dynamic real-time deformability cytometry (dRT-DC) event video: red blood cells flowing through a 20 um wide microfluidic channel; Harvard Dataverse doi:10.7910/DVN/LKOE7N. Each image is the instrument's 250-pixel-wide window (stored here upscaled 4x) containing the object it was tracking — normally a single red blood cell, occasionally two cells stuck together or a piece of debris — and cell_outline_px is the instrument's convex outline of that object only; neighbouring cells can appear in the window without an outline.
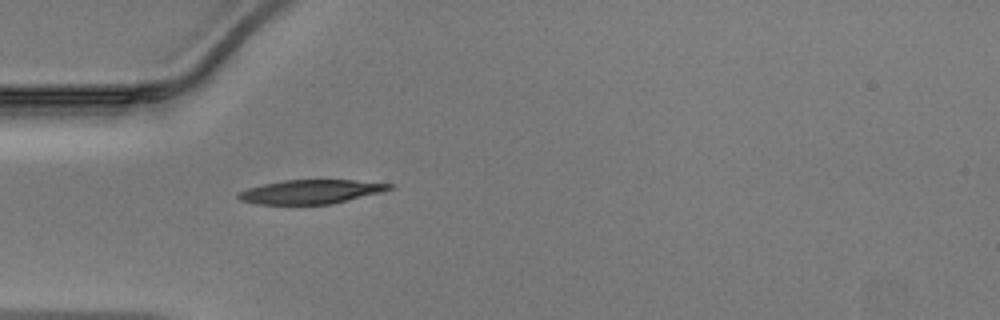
{"species": "Egyptian fruit bat (a non-hibernating species)", "species_latin": "Rousettus aegyptiacus", "temperature_condition": "warm", "stored_images_in_passage": 34, "camera_frame_rate_fps": 3000, "um_per_image_px": 0.085, "animal": {"sex": "male"}, "frame": {"image": 1, "passage_image": 1, "time_ms": 0.0, "image_size_px": [1000, 320], "cell_outline_px": [[396, 188], [332, 204], [260, 204], [240, 200], [236, 196], [240, 192], [248, 188], [264, 184], [284, 180], [352, 180], [396, 184]], "centroid_in_image_um": [26.47, 16.29], "position_along_channel_um": 58.5, "area_um2": 20.98}}
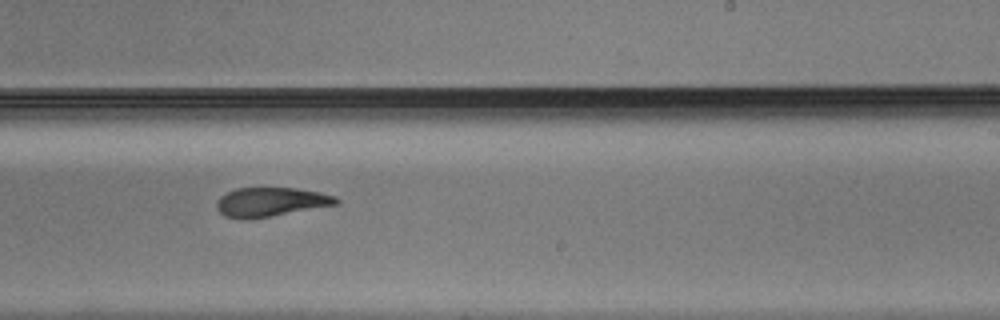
{"frame": {"image": 2, "passage_image": 16, "time_ms": 5.0, "image_size_px": [1000, 320], "cell_outline_px": [[340, 204], [268, 216], [224, 216], [216, 208], [216, 204], [220, 196], [236, 188], [296, 188], [320, 192], [336, 196], [340, 200]], "centroid_in_image_um": [23.09, 17.12], "position_along_channel_um": 265.9, "area_um2": 19.59}}
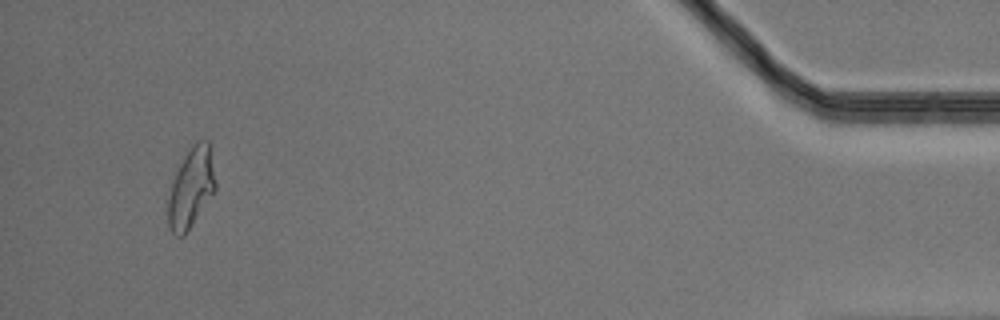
{"frame": {"image": 3, "passage_image": 32, "time_ms": 10.333, "image_size_px": [1000, 320], "cell_outline_px": [[216, 188], [184, 236], [176, 236], [172, 232], [168, 224], [164, 200], [172, 180], [184, 156], [192, 144], [196, 140], [208, 140], [216, 184]], "centroid_in_image_um": [16.17, 15.98], "position_along_channel_um": 419.0, "area_um2": 22.31}}